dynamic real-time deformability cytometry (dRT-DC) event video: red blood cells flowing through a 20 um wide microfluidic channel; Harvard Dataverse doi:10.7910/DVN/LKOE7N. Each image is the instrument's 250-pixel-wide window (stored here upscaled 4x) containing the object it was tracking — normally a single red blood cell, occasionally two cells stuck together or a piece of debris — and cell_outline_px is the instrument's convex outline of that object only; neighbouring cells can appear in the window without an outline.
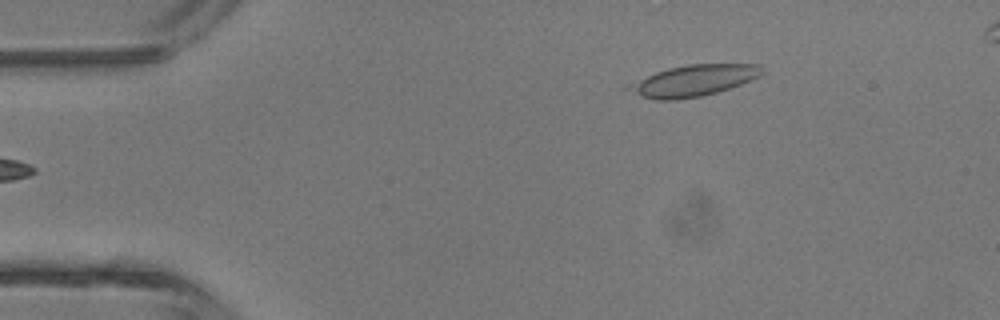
{"species": "common noctule bat (a hibernating species)", "species_latin": "Nyctalus noctula", "temperature_condition": "room temperature", "stored_images_in_passage": 4, "camera_frame_rate_fps": 3000, "um_per_image_px": 0.085, "animal": {"sex": "male", "body_mass_g": 13.3}, "frame": {"image": 1, "passage_image": 4, "time_ms": 4.333, "image_size_px": [1000, 320], "cell_outline_px": [[764, 72], [760, 76], [752, 80], [716, 92], [700, 96], [676, 100], [656, 100], [640, 96], [620, 88], [624, 84], [656, 72], [668, 68], [688, 64], [760, 64], [764, 68]], "centroid_in_image_um": [58.87, 6.85], "position_along_channel_um": 26.1, "area_um2": 24.62}}